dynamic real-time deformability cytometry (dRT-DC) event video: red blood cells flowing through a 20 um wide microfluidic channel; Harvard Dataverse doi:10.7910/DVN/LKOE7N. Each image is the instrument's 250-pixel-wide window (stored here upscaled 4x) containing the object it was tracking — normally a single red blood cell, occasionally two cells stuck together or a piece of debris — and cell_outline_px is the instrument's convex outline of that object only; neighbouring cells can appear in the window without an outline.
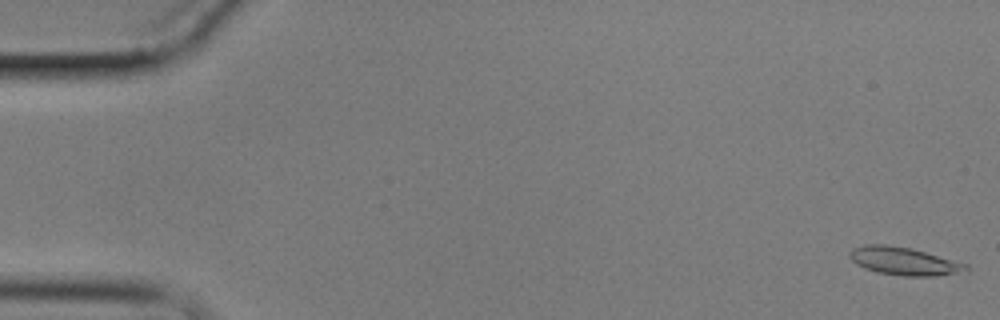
{"species": "common noctule bat (a hibernating species)", "species_latin": "Nyctalus noctula", "temperature_condition": "cold", "stored_images_in_passage": 7, "camera_frame_rate_fps": 3000, "um_per_image_px": 0.085, "animal": {"sex": "male", "body_mass_g": 17.9}, "frame": {"image": 1, "passage_image": 1, "time_ms": 0.0, "image_size_px": [1000, 320], "cell_outline_px": [[968, 272], [932, 276], [904, 276], [876, 272], [864, 268], [856, 264], [848, 256], [848, 252], [852, 248], [864, 244], [884, 244], [912, 248], [968, 264]], "centroid_in_image_um": [76.83, 22.19], "position_along_channel_um": 8.2, "area_um2": 19.19}}